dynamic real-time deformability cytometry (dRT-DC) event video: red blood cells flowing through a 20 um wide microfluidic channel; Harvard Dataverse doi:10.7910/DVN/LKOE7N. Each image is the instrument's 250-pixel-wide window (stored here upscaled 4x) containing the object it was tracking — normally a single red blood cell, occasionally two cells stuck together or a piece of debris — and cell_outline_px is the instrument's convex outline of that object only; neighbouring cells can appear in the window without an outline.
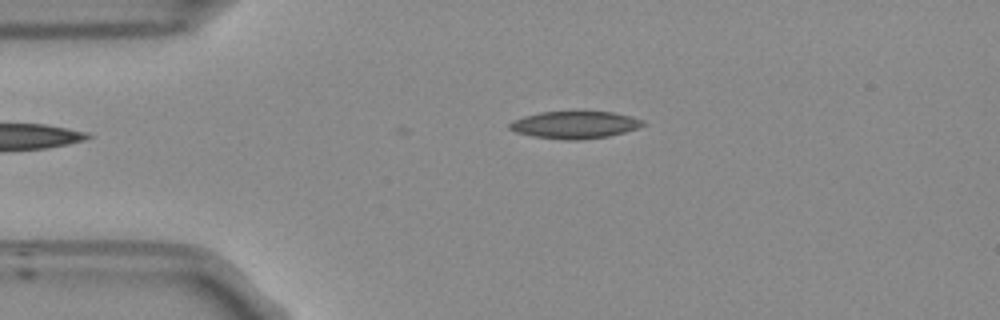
{"species": "Egyptian fruit bat (a non-hibernating species)", "species_latin": "Rousettus aegyptiacus", "temperature_condition": "room temperature", "stored_images_in_passage": 3, "camera_frame_rate_fps": 3000, "um_per_image_px": 0.085, "frame": {"image": 1, "passage_image": 1, "time_ms": 0.0, "image_size_px": [1000, 320], "cell_outline_px": [[644, 124], [636, 128], [624, 132], [608, 136], [576, 140], [564, 140], [532, 136], [516, 132], [508, 128], [508, 124], [512, 120], [524, 116], [540, 112], [612, 112], [632, 116], [644, 120]], "centroid_in_image_um": [48.82, 10.61], "position_along_channel_um": 36.2, "area_um2": 21.1}}